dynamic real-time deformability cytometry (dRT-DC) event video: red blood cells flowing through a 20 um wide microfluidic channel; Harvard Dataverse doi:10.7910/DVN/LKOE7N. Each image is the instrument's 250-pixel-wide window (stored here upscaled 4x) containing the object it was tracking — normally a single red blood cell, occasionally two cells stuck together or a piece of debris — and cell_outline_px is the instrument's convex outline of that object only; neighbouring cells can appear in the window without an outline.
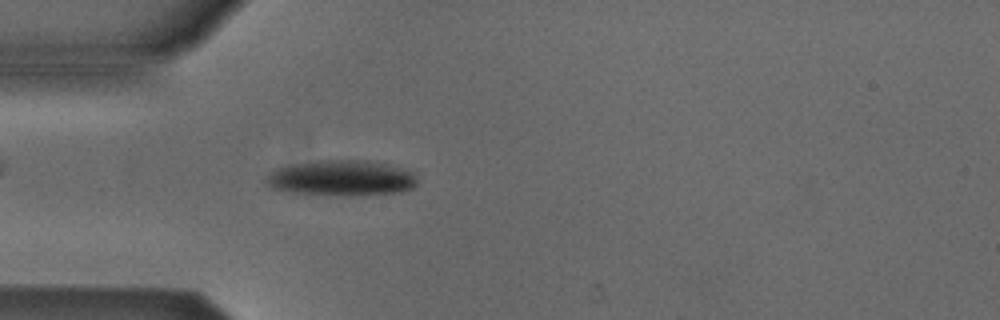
{"species": "Egyptian fruit bat (a non-hibernating species)", "species_latin": "Rousettus aegyptiacus", "temperature_condition": "cold", "stored_images_in_passage": 5, "camera_frame_rate_fps": 3000, "um_per_image_px": 0.085, "animal": {"sex": "male"}, "frame": {"image": 1, "passage_image": 5, "time_ms": 4.667, "image_size_px": [1000, 320], "cell_outline_px": [[416, 184], [412, 188], [400, 192], [352, 196], [328, 196], [292, 192], [272, 188], [264, 180], [276, 168], [288, 164], [320, 160], [368, 160], [388, 164], [412, 172], [416, 176]], "centroid_in_image_um": [29.01, 15.14], "position_along_channel_um": 56.0, "area_um2": 31.67}}